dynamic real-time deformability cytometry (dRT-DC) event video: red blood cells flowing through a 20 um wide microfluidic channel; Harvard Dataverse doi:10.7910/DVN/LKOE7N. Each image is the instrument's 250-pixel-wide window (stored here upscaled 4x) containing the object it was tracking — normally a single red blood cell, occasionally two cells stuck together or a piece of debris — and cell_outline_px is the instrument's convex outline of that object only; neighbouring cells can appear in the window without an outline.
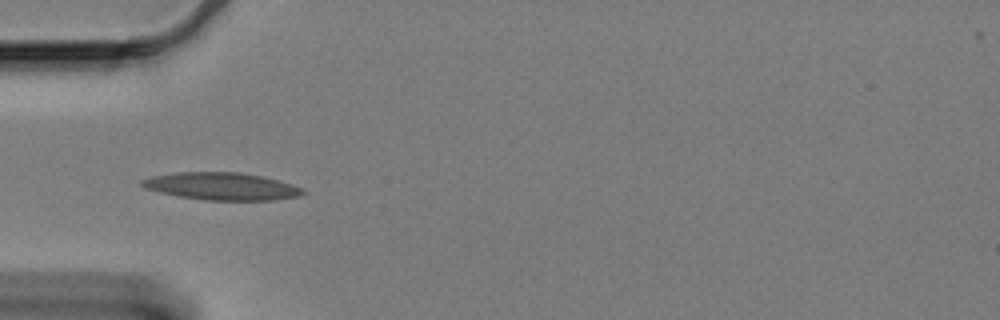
{"species": "Egyptian fruit bat (a non-hibernating species)", "species_latin": "Rousettus aegyptiacus", "temperature_condition": "cold", "stored_images_in_passage": 42, "camera_frame_rate_fps": 3000, "um_per_image_px": 0.085, "animal": {"sex": "female"}, "frame": {"image": 1, "passage_image": 1, "time_ms": 0.0, "image_size_px": [1000, 320], "cell_outline_px": [[308, 192], [300, 196], [272, 200], [204, 200], [180, 196], [160, 192], [144, 188], [140, 184], [140, 180], [152, 176], [176, 172], [240, 172], [260, 176], [292, 184]], "centroid_in_image_um": [18.82, 15.83], "position_along_channel_um": 66.2, "area_um2": 25.61}}
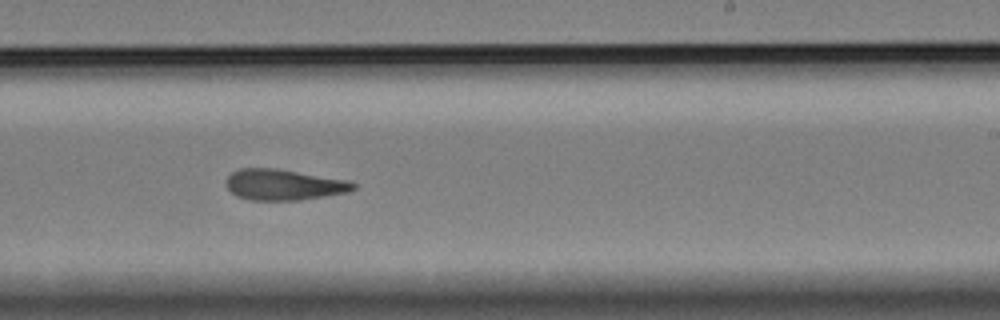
{"frame": {"image": 2, "passage_image": 19, "time_ms": 6.0, "image_size_px": [1000, 320], "cell_outline_px": [[356, 188], [348, 192], [300, 200], [248, 200], [236, 196], [224, 184], [224, 180], [232, 172], [240, 168], [276, 168], [352, 180], [356, 184]], "centroid_in_image_um": [24.12, 15.69], "position_along_channel_um": 264.9, "area_um2": 23.24}}
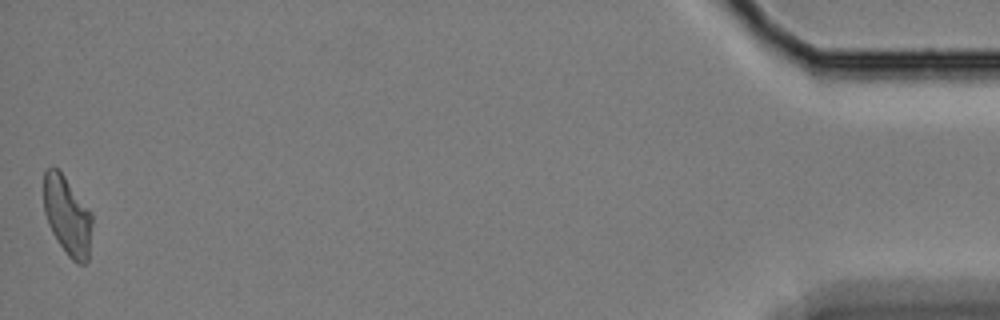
{"frame": {"image": 3, "passage_image": 42, "time_ms": 13.667, "image_size_px": [1000, 320], "cell_outline_px": [[92, 224], [88, 260], [84, 264], [76, 264], [68, 256], [56, 240], [48, 224], [44, 212], [44, 168], [52, 164], [64, 176], [92, 212]], "centroid_in_image_um": [5.71, 18.34], "position_along_channel_um": 429.5, "area_um2": 22.48}, "authors_computed_cell_mechanics": {"area_um2": 22.8599, "velocity_mm_per_s": 3.3139, "shape_relaxation_time_tau1_ms": null, "shape_relaxation_time_tau2_ms": 4.0604, "deformation_change_tau1": null, "deformation_change_tau2": 0.1337}}